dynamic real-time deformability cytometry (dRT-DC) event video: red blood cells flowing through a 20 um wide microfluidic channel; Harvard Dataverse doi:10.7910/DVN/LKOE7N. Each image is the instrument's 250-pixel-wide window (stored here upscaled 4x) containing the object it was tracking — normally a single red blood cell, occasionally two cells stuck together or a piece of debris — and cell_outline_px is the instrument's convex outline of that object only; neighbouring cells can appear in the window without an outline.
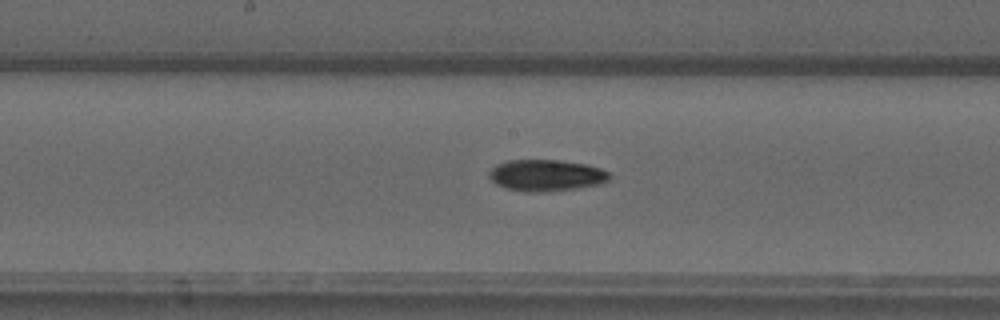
{"species": "common noctule bat (a hibernating species)", "species_latin": "Nyctalus noctula", "temperature_condition": "warm", "stored_images_in_passage": 53, "camera_frame_rate_fps": 3000, "um_per_image_px": 0.085, "animal": {"sex": "male", "forearm_length_mm": 52.5}, "frame": {"image": 1, "passage_image": 28, "time_ms": 9.0, "image_size_px": [1000, 320], "cell_outline_px": [[612, 176], [604, 184], [580, 188], [548, 192], [524, 192], [504, 188], [496, 184], [488, 176], [488, 172], [496, 164], [508, 160], [560, 160], [588, 164], [600, 168], [608, 172]], "centroid_in_image_um": [46.45, 14.92], "position_along_channel_um": 201.8, "area_um2": 22.6}}
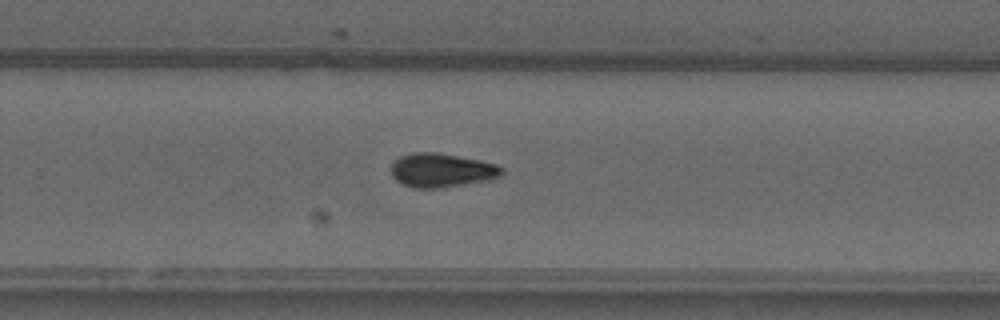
{"frame": {"image": 2, "passage_image": 35, "time_ms": 11.333, "image_size_px": [1000, 320], "cell_outline_px": [[504, 172], [500, 176], [488, 180], [440, 188], [416, 188], [404, 184], [396, 180], [392, 176], [392, 164], [400, 156], [416, 152], [436, 152], [480, 160], [496, 164], [504, 168]], "centroid_in_image_um": [37.56, 14.47], "position_along_channel_um": 292.2, "area_um2": 21.73}}
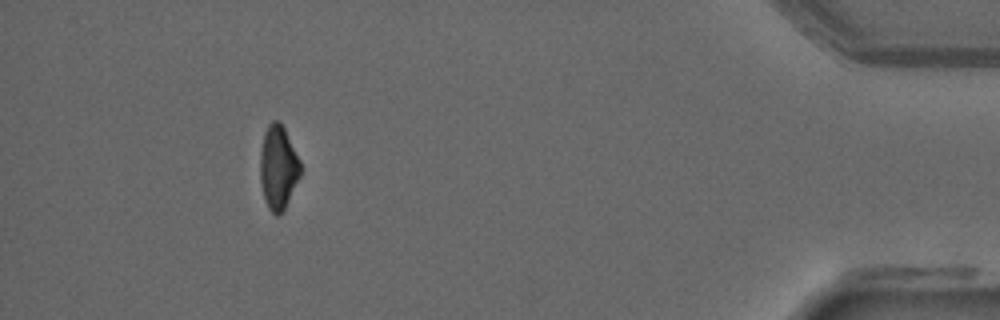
{"frame": {"image": 3, "passage_image": 49, "time_ms": 16.0, "image_size_px": [1000, 320], "cell_outline_px": [[300, 176], [284, 212], [276, 216], [268, 208], [264, 200], [260, 180], [260, 152], [264, 132], [268, 124], [272, 120], [276, 120], [284, 128], [300, 160]], "centroid_in_image_um": [23.64, 14.27], "position_along_channel_um": 411.6, "area_um2": 19.83}, "authors_computed_cell_mechanics": {"area_um2": 20.2878, "velocity_mm_per_s": 3.8978, "shape_relaxation_time_tau1_ms": 4.2137, "shape_relaxation_time_tau2_ms": null, "deformation_change_tau1": 0.1559, "deformation_change_tau2": null}}